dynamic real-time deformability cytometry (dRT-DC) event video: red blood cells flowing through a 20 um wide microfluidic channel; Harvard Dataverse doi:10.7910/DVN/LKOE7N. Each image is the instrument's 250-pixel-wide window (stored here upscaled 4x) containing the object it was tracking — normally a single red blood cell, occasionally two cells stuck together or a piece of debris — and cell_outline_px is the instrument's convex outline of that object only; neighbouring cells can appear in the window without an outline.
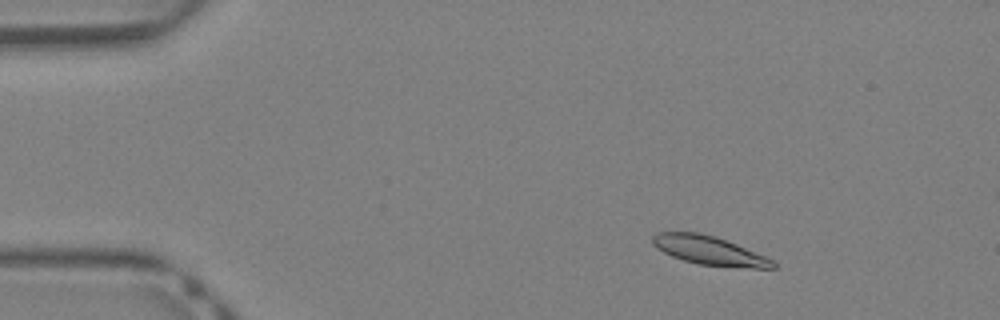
{"species": "Egyptian fruit bat (a non-hibernating species)", "species_latin": "Rousettus aegyptiacus", "temperature_condition": "warm", "stored_images_in_passage": 9, "camera_frame_rate_fps": 3000, "um_per_image_px": 0.085, "animal": {"sex": "female"}, "frame": {"image": 1, "passage_image": 2, "time_ms": 0.333, "image_size_px": [1000, 320], "cell_outline_px": [[776, 268], [752, 268], [700, 264], [684, 260], [672, 256], [656, 248], [652, 244], [652, 236], [656, 232], [700, 232], [716, 236], [736, 244], [764, 256], [772, 260], [776, 264]], "centroid_in_image_um": [60.24, 21.27], "position_along_channel_um": 24.8, "area_um2": 20.0}}